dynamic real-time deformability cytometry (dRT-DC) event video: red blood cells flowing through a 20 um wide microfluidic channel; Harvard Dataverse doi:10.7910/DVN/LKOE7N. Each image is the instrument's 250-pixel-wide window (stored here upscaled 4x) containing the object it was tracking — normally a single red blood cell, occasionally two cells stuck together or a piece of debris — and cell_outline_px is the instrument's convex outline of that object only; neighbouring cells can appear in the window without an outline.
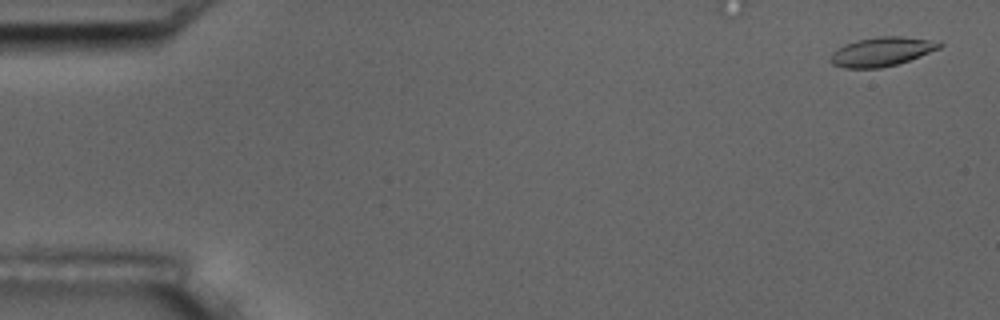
{"species": "common noctule bat (a hibernating species)", "species_latin": "Nyctalus noctula", "temperature_condition": "room temperature", "stored_images_in_passage": 5, "camera_frame_rate_fps": 3000, "um_per_image_px": 0.085, "animal": {"sex": "male", "body_mass_g": 17.5, "forearm_length_mm": 52.3}, "frame": {"image": 1, "passage_image": 1, "time_ms": 0.0, "image_size_px": [1000, 320], "cell_outline_px": [[944, 44], [940, 48], [920, 56], [896, 64], [880, 68], [844, 68], [832, 64], [828, 60], [832, 52], [836, 48], [844, 44], [856, 40], [876, 36], [900, 36], [940, 40]], "centroid_in_image_um": [74.94, 4.37], "position_along_channel_um": 10.1, "area_um2": 18.79}}